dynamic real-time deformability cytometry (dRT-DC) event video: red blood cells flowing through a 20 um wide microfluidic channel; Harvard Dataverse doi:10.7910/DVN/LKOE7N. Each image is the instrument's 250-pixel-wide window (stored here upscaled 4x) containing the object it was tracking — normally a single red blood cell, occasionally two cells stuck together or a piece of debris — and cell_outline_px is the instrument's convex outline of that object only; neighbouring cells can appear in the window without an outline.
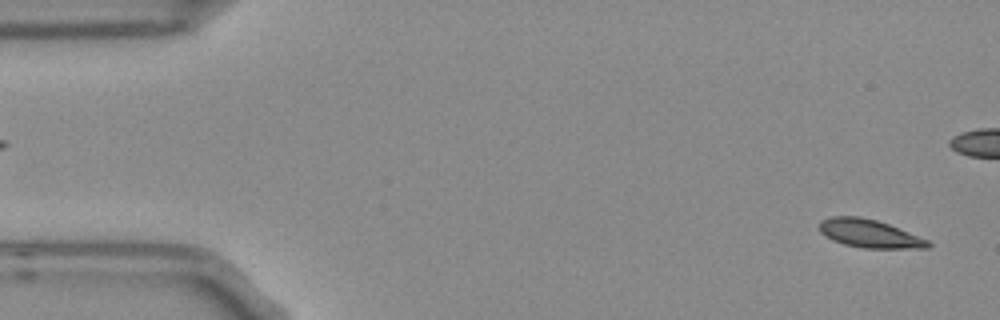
{"species": "Egyptian fruit bat (a non-hibernating species)", "species_latin": "Rousettus aegyptiacus", "temperature_condition": "room temperature", "stored_images_in_passage": 4, "segment_of_instrument_passage": [2, 2], "camera_frame_rate_fps": 3000, "um_per_image_px": 0.085, "frame": {"image": 1, "passage_image": 4, "time_ms": 1.0, "image_size_px": [1000, 320], "cell_outline_px": [[932, 244], [928, 248], [864, 248], [844, 244], [832, 240], [824, 236], [820, 232], [820, 220], [832, 216], [860, 216], [876, 220], [888, 224], [928, 240]], "centroid_in_image_um": [73.87, 19.85], "position_along_channel_um": 11.1, "area_um2": 17.74}}